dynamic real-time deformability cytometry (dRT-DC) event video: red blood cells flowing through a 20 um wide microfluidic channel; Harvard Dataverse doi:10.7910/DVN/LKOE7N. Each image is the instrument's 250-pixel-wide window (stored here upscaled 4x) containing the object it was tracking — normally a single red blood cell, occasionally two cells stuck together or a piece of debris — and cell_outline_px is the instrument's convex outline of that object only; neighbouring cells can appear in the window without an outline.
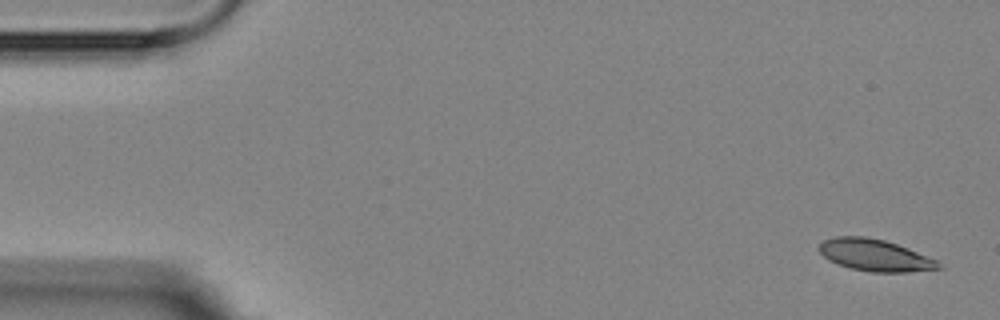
{"species": "Egyptian fruit bat (a non-hibernating species)", "species_latin": "Rousettus aegyptiacus", "temperature_condition": "room temperature", "stored_images_in_passage": 4, "camera_frame_rate_fps": 3000, "um_per_image_px": 0.085, "animal": {"sex": "female"}, "frame": {"image": 1, "passage_image": 1, "time_ms": 0.0, "image_size_px": [1000, 320], "cell_outline_px": [[944, 268], [908, 272], [872, 272], [852, 268], [828, 260], [820, 252], [820, 244], [824, 240], [836, 236], [864, 236], [884, 240], [908, 248], [936, 260]], "centroid_in_image_um": [74.38, 21.69], "position_along_channel_um": 10.6, "area_um2": 21.85}}
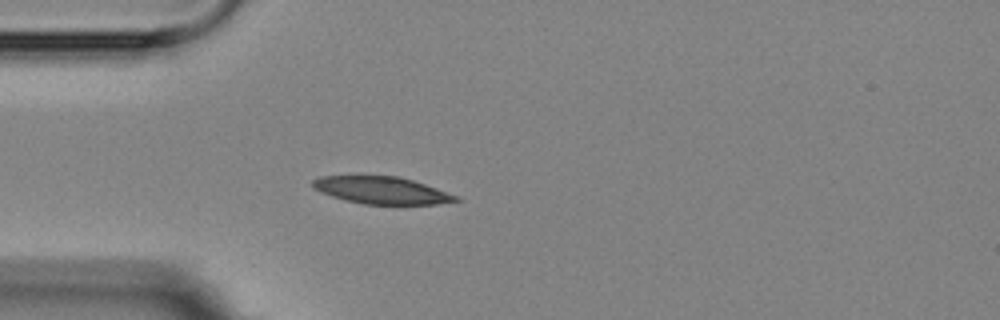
{"frame": {"image": 2, "passage_image": 4, "time_ms": 4.333, "image_size_px": [1000, 320], "cell_outline_px": [[464, 200], [436, 204], [364, 204], [344, 200], [320, 192], [312, 188], [312, 180], [320, 176], [396, 176], [412, 180], [460, 196]], "centroid_in_image_um": [32.45, 16.18], "position_along_channel_um": 52.6, "area_um2": 22.72}}